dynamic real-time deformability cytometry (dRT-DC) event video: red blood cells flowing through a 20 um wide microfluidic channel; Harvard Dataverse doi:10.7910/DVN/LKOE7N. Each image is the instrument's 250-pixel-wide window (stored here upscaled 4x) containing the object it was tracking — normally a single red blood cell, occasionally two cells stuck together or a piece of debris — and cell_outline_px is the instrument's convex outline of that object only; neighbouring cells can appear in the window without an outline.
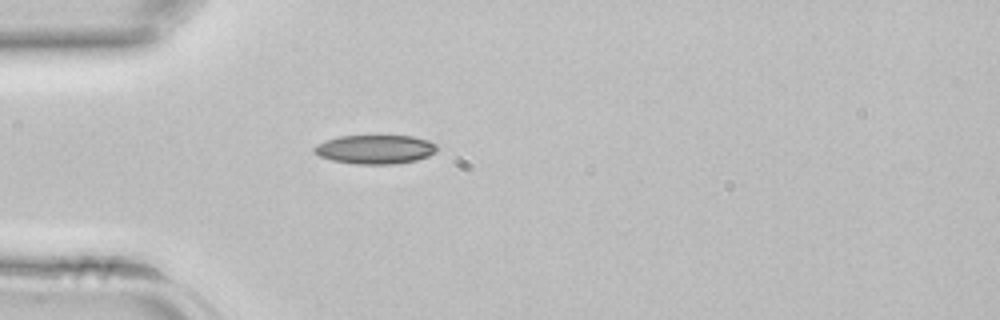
{"species": "common noctule bat (a hibernating species)", "species_latin": "Nyctalus noctula", "temperature_condition": "room temperature", "stored_images_in_passage": 31, "camera_frame_rate_fps": 3000, "um_per_image_px": 0.085, "animal": {"sex": "female", "body_mass_g": 22.7, "forearm_length_mm": 54.2}, "frame": {"image": 1, "passage_image": 1, "time_ms": 0.0, "image_size_px": [1000, 320], "cell_outline_px": [[436, 152], [428, 156], [416, 160], [392, 164], [356, 164], [332, 160], [320, 156], [312, 152], [312, 148], [316, 144], [324, 140], [340, 136], [412, 136], [428, 140], [436, 144]], "centroid_in_image_um": [31.85, 12.69], "position_along_channel_um": 53.1, "area_um2": 20.75}}
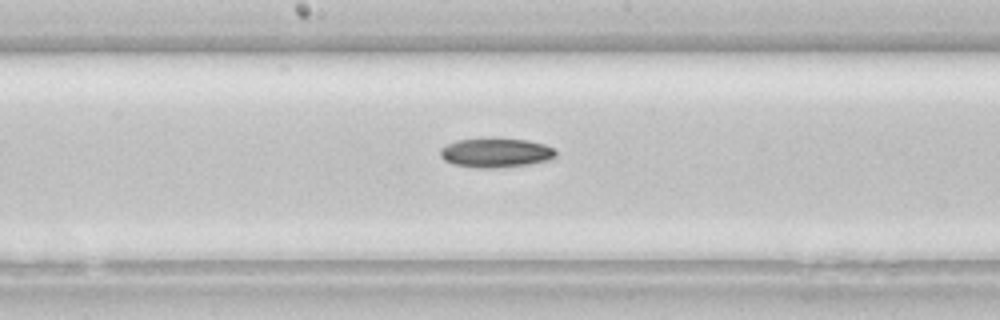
{"frame": {"image": 2, "passage_image": 11, "time_ms": 3.333, "image_size_px": [1000, 320], "cell_outline_px": [[556, 156], [548, 160], [528, 164], [496, 168], [480, 168], [452, 164], [444, 160], [440, 156], [440, 148], [456, 140], [528, 140], [544, 144], [552, 148], [556, 152]], "centroid_in_image_um": [42.13, 13.01], "position_along_channel_um": 206.1, "area_um2": 19.19}}
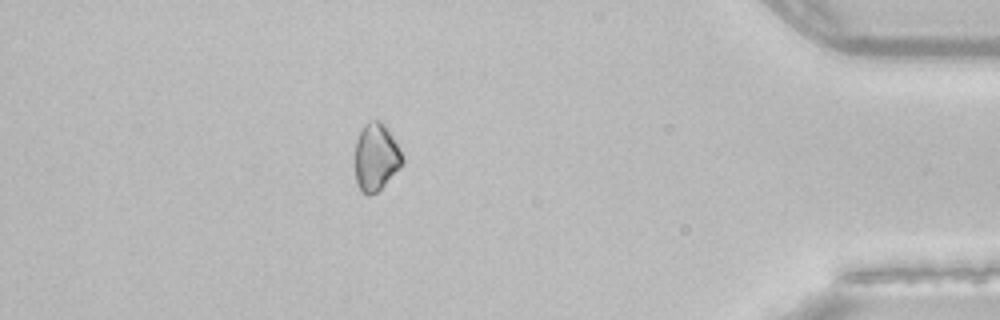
{"frame": {"image": 3, "passage_image": 26, "time_ms": 8.333, "image_size_px": [1000, 320], "cell_outline_px": [[404, 164], [376, 192], [368, 196], [364, 196], [360, 192], [356, 180], [356, 140], [364, 124], [368, 120], [380, 120], [388, 128], [400, 148], [404, 156]], "centroid_in_image_um": [31.98, 13.35], "position_along_channel_um": 403.2, "area_um2": 18.79}}